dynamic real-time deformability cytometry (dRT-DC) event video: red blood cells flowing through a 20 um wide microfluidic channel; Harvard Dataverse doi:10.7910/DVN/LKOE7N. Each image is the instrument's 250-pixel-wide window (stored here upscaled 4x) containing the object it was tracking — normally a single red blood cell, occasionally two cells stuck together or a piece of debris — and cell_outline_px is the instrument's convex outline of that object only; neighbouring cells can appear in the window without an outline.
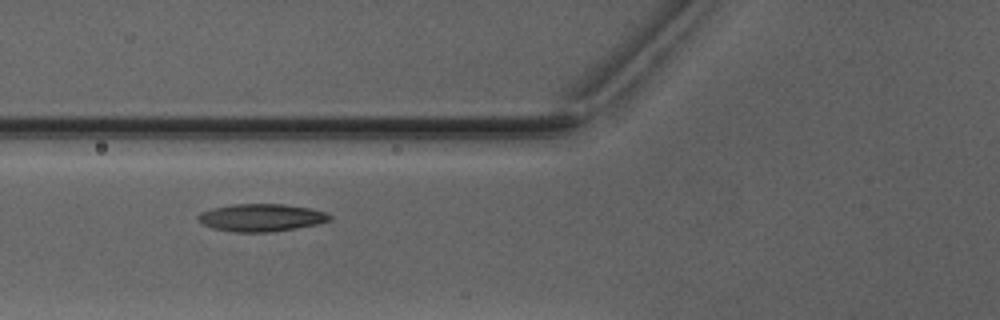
{"species": "Egyptian fruit bat (a non-hibernating species)", "species_latin": "Rousettus aegyptiacus", "temperature_condition": "warm", "stored_images_in_passage": 8, "camera_frame_rate_fps": 3000, "um_per_image_px": 0.085, "animal": {"sex": "male"}, "frame": {"image": 1, "passage_image": 7, "time_ms": 7.333, "image_size_px": [1000, 320], "cell_outline_px": [[332, 220], [316, 224], [296, 228], [272, 232], [232, 232], [212, 228], [196, 220], [196, 216], [200, 212], [212, 208], [236, 204], [284, 204], [308, 208], [324, 212], [332, 216]], "centroid_in_image_um": [22.17, 18.5], "position_along_channel_um": 103.6, "area_um2": 21.15}}
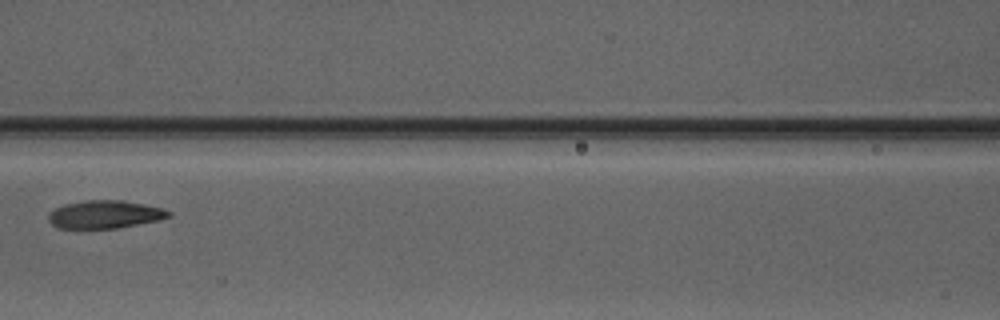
{"frame": {"image": 2, "passage_image": 8, "time_ms": 8.667, "image_size_px": [1000, 320], "cell_outline_px": [[172, 216], [160, 220], [116, 228], [56, 228], [48, 220], [48, 216], [56, 208], [64, 204], [88, 200], [124, 200], [164, 208], [172, 212]], "centroid_in_image_um": [8.96, 18.22], "position_along_channel_um": 157.6, "area_um2": 19.59}}